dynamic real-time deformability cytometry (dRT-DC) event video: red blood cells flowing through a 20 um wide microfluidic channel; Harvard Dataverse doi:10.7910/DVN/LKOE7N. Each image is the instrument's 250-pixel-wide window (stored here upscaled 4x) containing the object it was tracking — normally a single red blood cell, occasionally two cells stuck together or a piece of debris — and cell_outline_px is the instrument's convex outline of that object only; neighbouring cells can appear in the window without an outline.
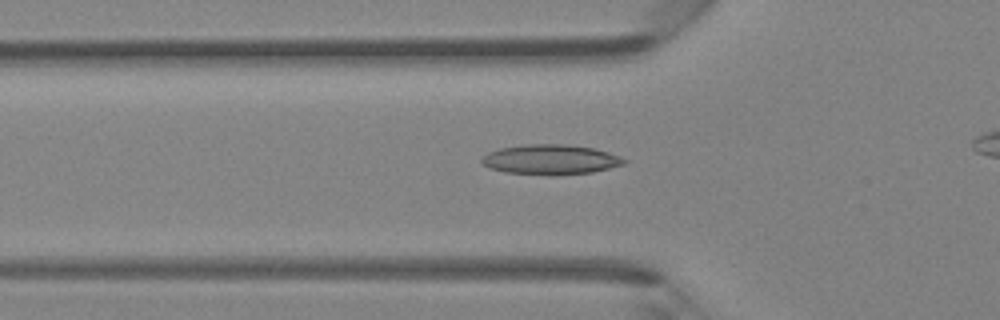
{"species": "Egyptian fruit bat (a non-hibernating species)", "species_latin": "Rousettus aegyptiacus", "temperature_condition": "room temperature", "stored_images_in_passage": 39, "camera_frame_rate_fps": 3000, "um_per_image_px": 0.085, "animal": {"sex": "female"}, "frame": {"image": 1, "passage_image": 15, "time_ms": 4.667, "image_size_px": [1000, 320], "cell_outline_px": [[628, 160], [624, 164], [592, 172], [552, 176], [504, 172], [492, 168], [484, 164], [480, 160], [480, 156], [488, 152], [500, 148], [524, 144], [564, 144], [592, 148], [608, 152], [620, 156]], "centroid_in_image_um": [46.77, 13.56], "position_along_channel_um": 79.0, "area_um2": 24.97}}
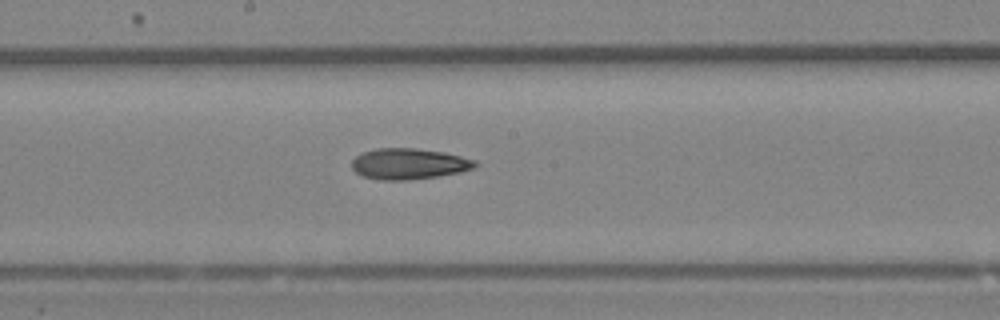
{"frame": {"image": 2, "passage_image": 24, "time_ms": 7.667, "image_size_px": [1000, 320], "cell_outline_px": [[480, 164], [472, 168], [460, 172], [440, 176], [404, 180], [380, 180], [364, 176], [356, 172], [352, 168], [352, 160], [356, 156], [364, 152], [376, 148], [416, 148], [444, 152], [476, 160]], "centroid_in_image_um": [34.77, 13.92], "position_along_channel_um": 213.4, "area_um2": 22.2}}
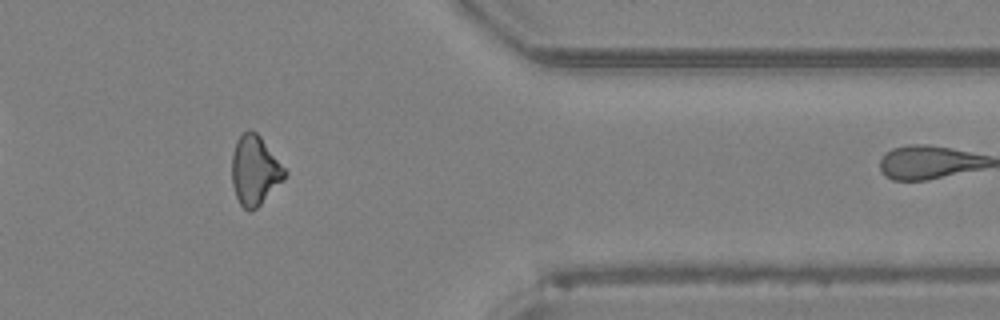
{"frame": {"image": 3, "passage_image": 37, "time_ms": 12.0, "image_size_px": [1000, 320], "cell_outline_px": [[288, 172], [284, 180], [252, 212], [248, 212], [240, 204], [236, 196], [232, 184], [232, 152], [236, 140], [248, 128], [256, 132], [260, 136]], "centroid_in_image_um": [21.65, 14.48], "position_along_channel_um": 389.8, "area_um2": 21.44}}